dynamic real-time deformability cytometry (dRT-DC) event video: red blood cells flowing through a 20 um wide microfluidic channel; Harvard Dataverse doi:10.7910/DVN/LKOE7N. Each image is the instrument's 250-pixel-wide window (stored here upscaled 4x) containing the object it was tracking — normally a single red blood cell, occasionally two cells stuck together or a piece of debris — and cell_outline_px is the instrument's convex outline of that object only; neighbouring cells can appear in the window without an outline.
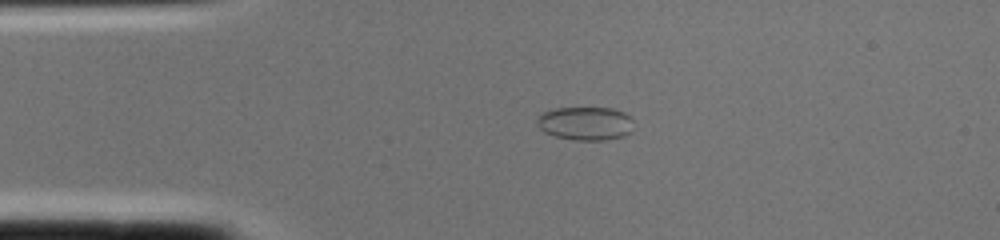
{"species": "common noctule bat (a hibernating species)", "species_latin": "Nyctalus noctula", "temperature_condition": "cold", "stored_images_in_passage": 1, "camera_frame_rate_fps": 3000, "um_per_image_px": 0.085, "animal": {"sex": "female", "body_mass_g": 22.0, "forearm_length_mm": 56.7}, "frame": {"image": 1, "passage_image": 1, "time_ms": 0.0, "image_size_px": [1000, 240], "cell_outline_px": [[632, 132], [624, 136], [604, 140], [572, 140], [556, 136], [544, 132], [536, 124], [536, 120], [544, 112], [556, 108], [612, 108], [624, 112], [632, 116]], "centroid_in_image_um": [49.79, 10.49], "position_along_channel_um": 35.2, "area_um2": 18.96}}